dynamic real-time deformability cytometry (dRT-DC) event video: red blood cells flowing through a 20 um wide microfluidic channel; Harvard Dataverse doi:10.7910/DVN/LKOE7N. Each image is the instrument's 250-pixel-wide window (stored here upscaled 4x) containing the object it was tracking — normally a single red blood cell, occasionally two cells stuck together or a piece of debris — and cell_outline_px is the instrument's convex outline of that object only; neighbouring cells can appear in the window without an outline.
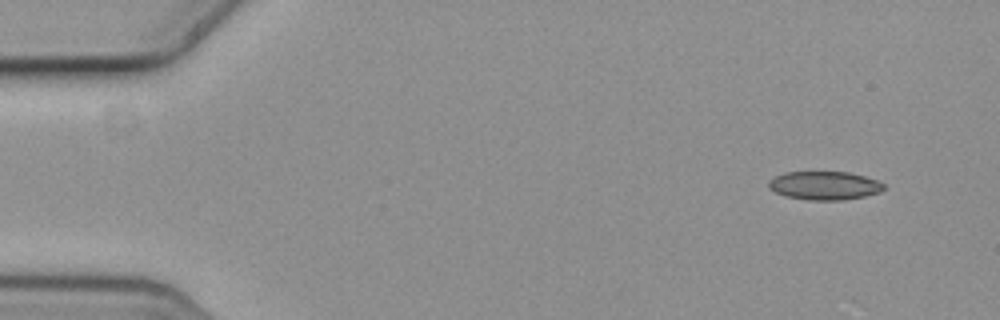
{"species": "common noctule bat (a hibernating species)", "species_latin": "Nyctalus noctula", "temperature_condition": "cold", "stored_images_in_passage": 9, "camera_frame_rate_fps": 3000, "um_per_image_px": 0.085, "animal": {"sex": "female", "body_mass_g": 19.3, "forearm_length_mm": 54.1}, "frame": {"image": 1, "passage_image": 1, "time_ms": 0.0, "image_size_px": [1000, 320], "cell_outline_px": [[884, 188], [880, 192], [864, 196], [840, 200], [808, 200], [788, 196], [776, 192], [768, 188], [768, 180], [784, 172], [848, 172], [864, 176], [876, 180], [884, 184]], "centroid_in_image_um": [70.06, 15.77], "position_along_channel_um": 14.9, "area_um2": 18.96}}
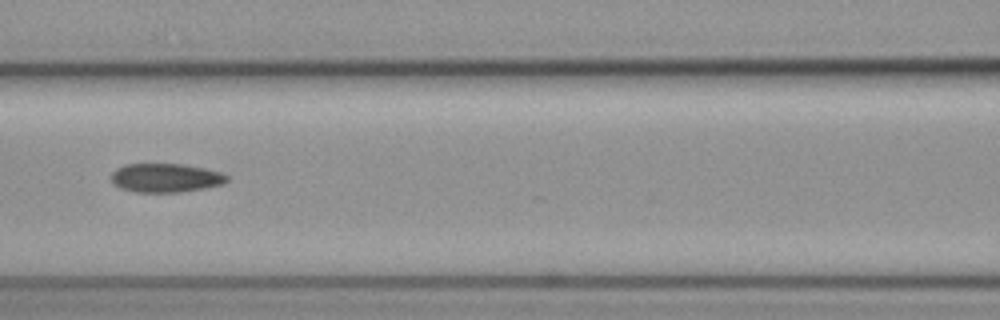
{"frame": {"image": 2, "passage_image": 7, "time_ms": 2.0, "image_size_px": [1000, 320], "cell_outline_px": [[228, 180], [224, 184], [204, 188], [180, 192], [136, 192], [120, 188], [112, 184], [112, 172], [116, 168], [124, 164], [184, 164], [224, 172], [228, 176]], "centroid_in_image_um": [14.09, 15.11], "position_along_channel_um": 152.5, "area_um2": 19.65}}
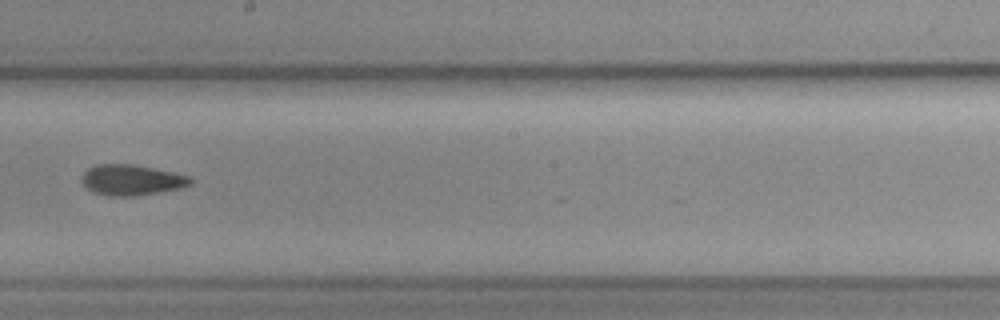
{"frame": {"image": 3, "passage_image": 9, "time_ms": 2.667, "image_size_px": [1000, 320], "cell_outline_px": [[192, 184], [180, 188], [132, 196], [108, 196], [92, 192], [80, 180], [80, 176], [88, 168], [96, 164], [132, 164], [172, 172], [188, 176], [192, 180]], "centroid_in_image_um": [11.12, 15.29], "position_along_channel_um": 237.1, "area_um2": 19.25}}